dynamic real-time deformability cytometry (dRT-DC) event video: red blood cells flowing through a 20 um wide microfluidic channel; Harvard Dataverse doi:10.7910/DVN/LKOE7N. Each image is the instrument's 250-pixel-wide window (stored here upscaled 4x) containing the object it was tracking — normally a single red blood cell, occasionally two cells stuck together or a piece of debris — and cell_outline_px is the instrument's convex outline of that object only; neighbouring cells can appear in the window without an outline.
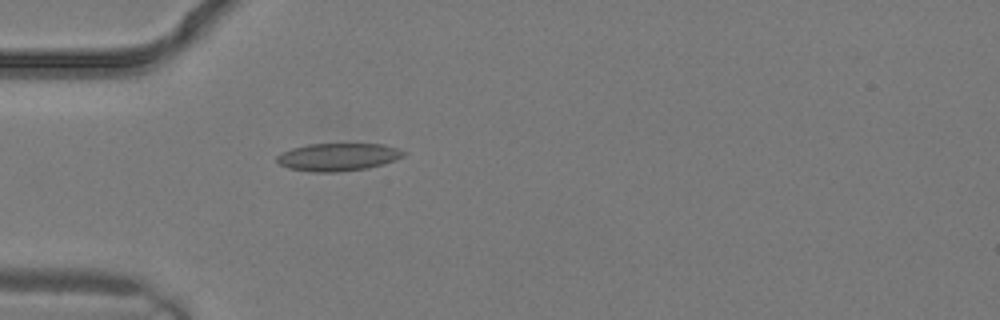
{"species": "common noctule bat (a hibernating species)", "species_latin": "Nyctalus noctula", "temperature_condition": "warm", "stored_images_in_passage": 2, "camera_frame_rate_fps": 3000, "um_per_image_px": 0.085, "animal": {"sex": "male", "body_mass_g": 19.2, "forearm_length_mm": 51.8}, "frame": {"image": 1, "passage_image": 2, "time_ms": 0.333, "image_size_px": [1000, 320], "cell_outline_px": [[408, 152], [404, 156], [396, 160], [384, 164], [368, 168], [336, 172], [316, 172], [288, 168], [280, 164], [276, 160], [276, 156], [280, 152], [292, 148], [308, 144], [384, 144], [400, 148]], "centroid_in_image_um": [28.77, 13.34], "position_along_channel_um": 56.2, "area_um2": 20.69}}